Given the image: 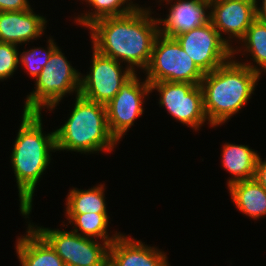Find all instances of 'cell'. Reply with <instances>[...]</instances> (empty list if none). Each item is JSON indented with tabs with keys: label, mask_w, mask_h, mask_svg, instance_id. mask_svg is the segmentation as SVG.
Segmentation results:
<instances>
[{
	"label": "cell",
	"mask_w": 266,
	"mask_h": 266,
	"mask_svg": "<svg viewBox=\"0 0 266 266\" xmlns=\"http://www.w3.org/2000/svg\"><path fill=\"white\" fill-rule=\"evenodd\" d=\"M46 23L32 9L0 12V42L18 45L35 40L44 33Z\"/></svg>",
	"instance_id": "obj_15"
},
{
	"label": "cell",
	"mask_w": 266,
	"mask_h": 266,
	"mask_svg": "<svg viewBox=\"0 0 266 266\" xmlns=\"http://www.w3.org/2000/svg\"><path fill=\"white\" fill-rule=\"evenodd\" d=\"M150 8H136L123 16L104 17L94 21L90 29L93 48L135 71L145 70L150 62L153 45L160 34L159 21L150 17Z\"/></svg>",
	"instance_id": "obj_1"
},
{
	"label": "cell",
	"mask_w": 266,
	"mask_h": 266,
	"mask_svg": "<svg viewBox=\"0 0 266 266\" xmlns=\"http://www.w3.org/2000/svg\"><path fill=\"white\" fill-rule=\"evenodd\" d=\"M146 80L154 82H186L199 85L204 73L198 68L175 38L159 34L154 42Z\"/></svg>",
	"instance_id": "obj_6"
},
{
	"label": "cell",
	"mask_w": 266,
	"mask_h": 266,
	"mask_svg": "<svg viewBox=\"0 0 266 266\" xmlns=\"http://www.w3.org/2000/svg\"><path fill=\"white\" fill-rule=\"evenodd\" d=\"M210 0H177L171 4L166 19H158L160 34L169 38L191 31L210 21Z\"/></svg>",
	"instance_id": "obj_13"
},
{
	"label": "cell",
	"mask_w": 266,
	"mask_h": 266,
	"mask_svg": "<svg viewBox=\"0 0 266 266\" xmlns=\"http://www.w3.org/2000/svg\"><path fill=\"white\" fill-rule=\"evenodd\" d=\"M31 9L28 0H0V12Z\"/></svg>",
	"instance_id": "obj_25"
},
{
	"label": "cell",
	"mask_w": 266,
	"mask_h": 266,
	"mask_svg": "<svg viewBox=\"0 0 266 266\" xmlns=\"http://www.w3.org/2000/svg\"><path fill=\"white\" fill-rule=\"evenodd\" d=\"M223 146L222 166L234 176L228 179V186L237 181L253 179L259 154L247 145L226 143Z\"/></svg>",
	"instance_id": "obj_18"
},
{
	"label": "cell",
	"mask_w": 266,
	"mask_h": 266,
	"mask_svg": "<svg viewBox=\"0 0 266 266\" xmlns=\"http://www.w3.org/2000/svg\"><path fill=\"white\" fill-rule=\"evenodd\" d=\"M74 109L55 132L56 151L111 152L119 143L111 134L104 104L76 95Z\"/></svg>",
	"instance_id": "obj_4"
},
{
	"label": "cell",
	"mask_w": 266,
	"mask_h": 266,
	"mask_svg": "<svg viewBox=\"0 0 266 266\" xmlns=\"http://www.w3.org/2000/svg\"><path fill=\"white\" fill-rule=\"evenodd\" d=\"M69 224H74L73 232L88 238L102 239L109 245L120 235L115 233L111 237L107 232L109 216L108 213H83V214H66ZM78 227V228H77ZM81 231V233H78ZM95 237V238H94Z\"/></svg>",
	"instance_id": "obj_19"
},
{
	"label": "cell",
	"mask_w": 266,
	"mask_h": 266,
	"mask_svg": "<svg viewBox=\"0 0 266 266\" xmlns=\"http://www.w3.org/2000/svg\"><path fill=\"white\" fill-rule=\"evenodd\" d=\"M256 0H210V22L219 32L221 38L233 49V56L236 51L230 45V38L239 41L244 37L251 23L256 19ZM223 32L229 35V39L223 38Z\"/></svg>",
	"instance_id": "obj_12"
},
{
	"label": "cell",
	"mask_w": 266,
	"mask_h": 266,
	"mask_svg": "<svg viewBox=\"0 0 266 266\" xmlns=\"http://www.w3.org/2000/svg\"><path fill=\"white\" fill-rule=\"evenodd\" d=\"M83 1V0H82ZM91 4L95 11L87 12L86 14L78 15L76 22L84 25L86 28L94 21L104 17L123 16L132 13L138 4H133L130 0H84ZM130 1V2H128ZM126 3V5H125ZM123 5V7H122ZM125 5V6H124Z\"/></svg>",
	"instance_id": "obj_22"
},
{
	"label": "cell",
	"mask_w": 266,
	"mask_h": 266,
	"mask_svg": "<svg viewBox=\"0 0 266 266\" xmlns=\"http://www.w3.org/2000/svg\"><path fill=\"white\" fill-rule=\"evenodd\" d=\"M48 44L47 50L39 47L19 53V63H22L33 78L39 76L52 52L58 47L52 38L48 40Z\"/></svg>",
	"instance_id": "obj_23"
},
{
	"label": "cell",
	"mask_w": 266,
	"mask_h": 266,
	"mask_svg": "<svg viewBox=\"0 0 266 266\" xmlns=\"http://www.w3.org/2000/svg\"><path fill=\"white\" fill-rule=\"evenodd\" d=\"M174 38L204 74L233 57V49L221 38L210 21Z\"/></svg>",
	"instance_id": "obj_10"
},
{
	"label": "cell",
	"mask_w": 266,
	"mask_h": 266,
	"mask_svg": "<svg viewBox=\"0 0 266 266\" xmlns=\"http://www.w3.org/2000/svg\"><path fill=\"white\" fill-rule=\"evenodd\" d=\"M260 77L257 72L233 60V57L215 70L205 73L200 85L210 126L225 123L241 110L254 93Z\"/></svg>",
	"instance_id": "obj_3"
},
{
	"label": "cell",
	"mask_w": 266,
	"mask_h": 266,
	"mask_svg": "<svg viewBox=\"0 0 266 266\" xmlns=\"http://www.w3.org/2000/svg\"><path fill=\"white\" fill-rule=\"evenodd\" d=\"M231 198L238 210L250 218L266 215V190L255 178L237 181L228 186Z\"/></svg>",
	"instance_id": "obj_17"
},
{
	"label": "cell",
	"mask_w": 266,
	"mask_h": 266,
	"mask_svg": "<svg viewBox=\"0 0 266 266\" xmlns=\"http://www.w3.org/2000/svg\"><path fill=\"white\" fill-rule=\"evenodd\" d=\"M136 73L124 82L119 92L105 105L109 130L118 142L135 119L143 114V100L151 93L150 83L146 79L140 82Z\"/></svg>",
	"instance_id": "obj_11"
},
{
	"label": "cell",
	"mask_w": 266,
	"mask_h": 266,
	"mask_svg": "<svg viewBox=\"0 0 266 266\" xmlns=\"http://www.w3.org/2000/svg\"><path fill=\"white\" fill-rule=\"evenodd\" d=\"M62 258L65 266H105L109 244L75 232L31 225Z\"/></svg>",
	"instance_id": "obj_7"
},
{
	"label": "cell",
	"mask_w": 266,
	"mask_h": 266,
	"mask_svg": "<svg viewBox=\"0 0 266 266\" xmlns=\"http://www.w3.org/2000/svg\"><path fill=\"white\" fill-rule=\"evenodd\" d=\"M104 185L88 190L73 188L67 196L66 214L107 213Z\"/></svg>",
	"instance_id": "obj_20"
},
{
	"label": "cell",
	"mask_w": 266,
	"mask_h": 266,
	"mask_svg": "<svg viewBox=\"0 0 266 266\" xmlns=\"http://www.w3.org/2000/svg\"><path fill=\"white\" fill-rule=\"evenodd\" d=\"M240 41L242 45L244 43V52L246 51L251 54L253 62L258 64L259 68L258 65L253 66V64L243 62L241 64L257 72L259 75L263 72L262 69L266 72V23L255 19Z\"/></svg>",
	"instance_id": "obj_21"
},
{
	"label": "cell",
	"mask_w": 266,
	"mask_h": 266,
	"mask_svg": "<svg viewBox=\"0 0 266 266\" xmlns=\"http://www.w3.org/2000/svg\"><path fill=\"white\" fill-rule=\"evenodd\" d=\"M61 49L51 54L42 72L35 79L36 88L26 97L23 112H41L47 107L53 110L66 94L79 95L81 73L74 69Z\"/></svg>",
	"instance_id": "obj_5"
},
{
	"label": "cell",
	"mask_w": 266,
	"mask_h": 266,
	"mask_svg": "<svg viewBox=\"0 0 266 266\" xmlns=\"http://www.w3.org/2000/svg\"><path fill=\"white\" fill-rule=\"evenodd\" d=\"M92 49L91 69L86 76H80L79 95L106 105L135 72L128 66L122 71L120 62Z\"/></svg>",
	"instance_id": "obj_9"
},
{
	"label": "cell",
	"mask_w": 266,
	"mask_h": 266,
	"mask_svg": "<svg viewBox=\"0 0 266 266\" xmlns=\"http://www.w3.org/2000/svg\"><path fill=\"white\" fill-rule=\"evenodd\" d=\"M257 0H256V19L266 23V0H262V7H258L257 4Z\"/></svg>",
	"instance_id": "obj_27"
},
{
	"label": "cell",
	"mask_w": 266,
	"mask_h": 266,
	"mask_svg": "<svg viewBox=\"0 0 266 266\" xmlns=\"http://www.w3.org/2000/svg\"><path fill=\"white\" fill-rule=\"evenodd\" d=\"M18 45L0 42V80L12 76L19 65Z\"/></svg>",
	"instance_id": "obj_24"
},
{
	"label": "cell",
	"mask_w": 266,
	"mask_h": 266,
	"mask_svg": "<svg viewBox=\"0 0 266 266\" xmlns=\"http://www.w3.org/2000/svg\"><path fill=\"white\" fill-rule=\"evenodd\" d=\"M160 1H162V0H160ZM164 1H167V3H168V2L170 3V1L172 2L173 0H164Z\"/></svg>",
	"instance_id": "obj_28"
},
{
	"label": "cell",
	"mask_w": 266,
	"mask_h": 266,
	"mask_svg": "<svg viewBox=\"0 0 266 266\" xmlns=\"http://www.w3.org/2000/svg\"><path fill=\"white\" fill-rule=\"evenodd\" d=\"M41 115V112H23L10 157L17 180L20 212L26 218L32 210L35 187L50 164V152L56 150L55 132L42 133Z\"/></svg>",
	"instance_id": "obj_2"
},
{
	"label": "cell",
	"mask_w": 266,
	"mask_h": 266,
	"mask_svg": "<svg viewBox=\"0 0 266 266\" xmlns=\"http://www.w3.org/2000/svg\"><path fill=\"white\" fill-rule=\"evenodd\" d=\"M254 178L266 190V161H262L260 156L257 158Z\"/></svg>",
	"instance_id": "obj_26"
},
{
	"label": "cell",
	"mask_w": 266,
	"mask_h": 266,
	"mask_svg": "<svg viewBox=\"0 0 266 266\" xmlns=\"http://www.w3.org/2000/svg\"><path fill=\"white\" fill-rule=\"evenodd\" d=\"M150 90L159 92V104L165 106L168 113L181 123L199 130L208 121L200 84L162 81L150 83Z\"/></svg>",
	"instance_id": "obj_8"
},
{
	"label": "cell",
	"mask_w": 266,
	"mask_h": 266,
	"mask_svg": "<svg viewBox=\"0 0 266 266\" xmlns=\"http://www.w3.org/2000/svg\"><path fill=\"white\" fill-rule=\"evenodd\" d=\"M16 253L21 266H65L51 245L28 224L27 234L18 238Z\"/></svg>",
	"instance_id": "obj_16"
},
{
	"label": "cell",
	"mask_w": 266,
	"mask_h": 266,
	"mask_svg": "<svg viewBox=\"0 0 266 266\" xmlns=\"http://www.w3.org/2000/svg\"><path fill=\"white\" fill-rule=\"evenodd\" d=\"M166 253L120 234L110 245L111 266H169Z\"/></svg>",
	"instance_id": "obj_14"
}]
</instances>
